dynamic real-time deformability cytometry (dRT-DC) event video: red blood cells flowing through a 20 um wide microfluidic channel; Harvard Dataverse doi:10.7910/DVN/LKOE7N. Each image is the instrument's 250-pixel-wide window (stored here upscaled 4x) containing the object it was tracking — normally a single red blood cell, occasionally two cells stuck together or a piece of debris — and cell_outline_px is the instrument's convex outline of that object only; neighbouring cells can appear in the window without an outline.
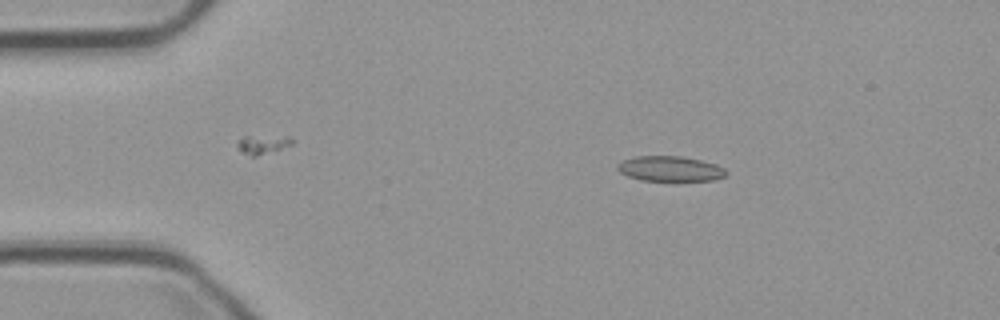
{"species": "common noctule bat (a hibernating species)", "species_latin": "Nyctalus noctula", "temperature_condition": "cold", "stored_images_in_passage": 48, "camera_frame_rate_fps": 3000, "um_per_image_px": 0.085, "animal": {"sex": "male", "body_mass_g": 23.1, "forearm_length_mm": 52.7}, "frame": {"image": 1, "passage_image": 9, "time_ms": 2.667, "image_size_px": [1000, 320], "cell_outline_px": [[728, 172], [724, 176], [712, 180], [640, 180], [628, 176], [620, 172], [616, 168], [616, 164], [624, 160], [636, 156], [680, 156], [700, 160], [716, 164], [724, 168]], "centroid_in_image_um": [56.94, 14.33], "position_along_channel_um": 28.1, "area_um2": 15.78}}
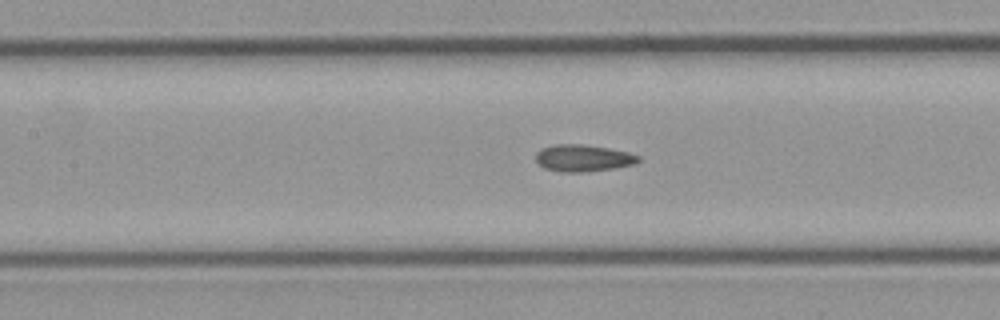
{"frame": {"image": 2, "passage_image": 24, "time_ms": 7.667, "image_size_px": [1000, 320], "cell_outline_px": [[640, 160], [636, 164], [612, 168], [580, 172], [564, 172], [544, 168], [536, 160], [536, 152], [540, 148], [552, 144], [584, 144], [608, 148], [628, 152], [640, 156]], "centroid_in_image_um": [49.55, 13.42], "position_along_channel_um": 157.8, "area_um2": 16.07}}
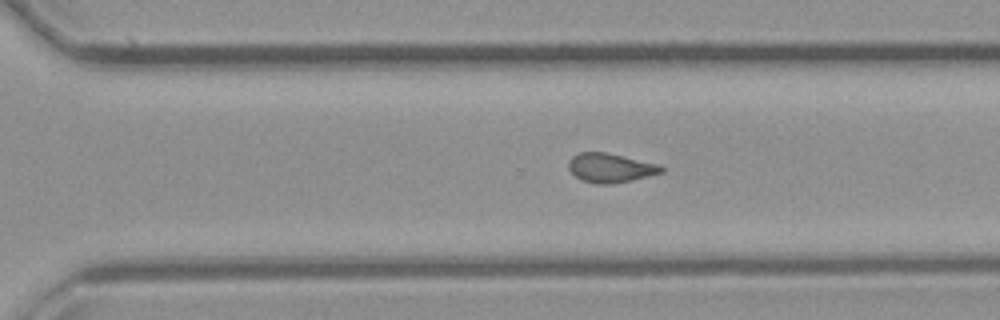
{"frame": {"image": 3, "passage_image": 37, "time_ms": 12.0, "image_size_px": [1000, 320], "cell_outline_px": [[664, 172], [632, 180], [608, 184], [596, 184], [584, 180], [576, 176], [568, 168], [568, 160], [572, 156], [580, 152], [604, 152], [660, 164], [664, 168]], "centroid_in_image_um": [51.89, 14.26], "position_along_channel_um": 318.7, "area_um2": 15.66}, "authors_computed_cell_mechanics": {"area_um2": 15.6638, "velocity_mm_per_s": 3.7285, "shape_relaxation_time_tau1_ms": null, "shape_relaxation_time_tau2_ms": 2.3698, "deformation_change_tau1": null, "deformation_change_tau2": 0.0887}}